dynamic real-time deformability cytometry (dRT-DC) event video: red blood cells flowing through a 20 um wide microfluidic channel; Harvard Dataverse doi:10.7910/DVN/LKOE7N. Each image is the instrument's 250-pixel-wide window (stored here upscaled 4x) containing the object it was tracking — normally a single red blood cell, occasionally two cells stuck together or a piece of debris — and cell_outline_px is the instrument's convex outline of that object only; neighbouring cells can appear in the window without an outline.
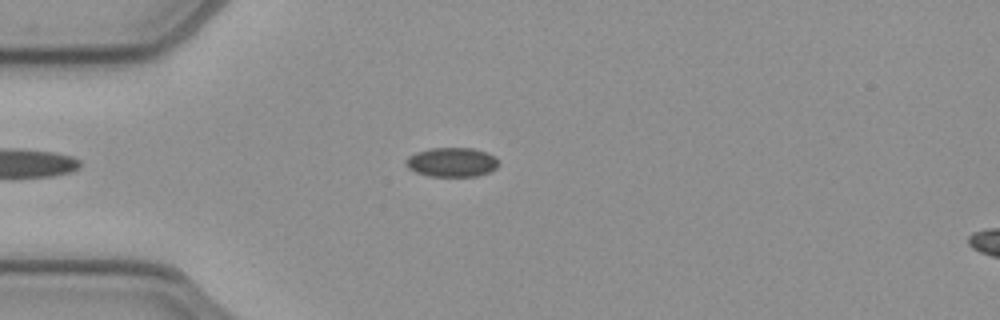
{"species": "common noctule bat (a hibernating species)", "species_latin": "Nyctalus noctula", "temperature_condition": "cold", "stored_images_in_passage": 37, "camera_frame_rate_fps": 3000, "um_per_image_px": 0.085, "animal": {"sex": "female", "body_mass_g": 21.9}, "frame": {"image": 1, "passage_image": 6, "time_ms": 1.667, "image_size_px": [1000, 320], "cell_outline_px": [[500, 164], [496, 168], [488, 172], [476, 176], [428, 176], [416, 172], [408, 168], [404, 164], [404, 160], [408, 156], [416, 152], [432, 148], [472, 148], [496, 156]], "centroid_in_image_um": [38.38, 13.78], "position_along_channel_um": 46.6, "area_um2": 15.9}}
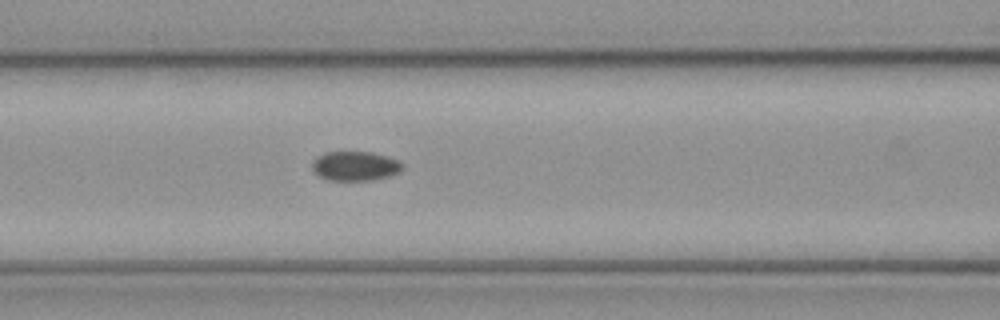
{"frame": {"image": 2, "passage_image": 14, "time_ms": 4.333, "image_size_px": [1000, 320], "cell_outline_px": [[404, 168], [400, 172], [388, 176], [372, 180], [328, 180], [320, 176], [312, 168], [312, 160], [316, 156], [324, 152], [372, 152], [396, 160], [404, 164]], "centroid_in_image_um": [30.17, 14.11], "position_along_channel_um": 136.4, "area_um2": 15.43}}
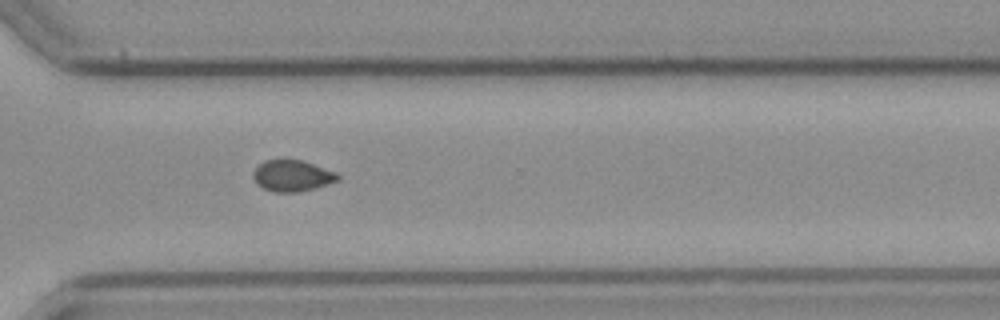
{"frame": {"image": 3, "passage_image": 30, "time_ms": 9.667, "image_size_px": [1000, 320], "cell_outline_px": [[340, 180], [316, 188], [296, 192], [276, 192], [264, 188], [256, 184], [252, 176], [256, 168], [264, 160], [300, 160], [336, 172], [340, 176]], "centroid_in_image_um": [24.85, 14.95], "position_along_channel_um": 345.8, "area_um2": 15.26}, "authors_computed_cell_mechanics": {"area_um2": 15.895, "velocity_mm_per_s": 3.9313, "shape_relaxation_time_tau1_ms": null, "shape_relaxation_time_tau2_ms": 5.176, "deformation_change_tau1": null, "deformation_change_tau2": 0.0581}}